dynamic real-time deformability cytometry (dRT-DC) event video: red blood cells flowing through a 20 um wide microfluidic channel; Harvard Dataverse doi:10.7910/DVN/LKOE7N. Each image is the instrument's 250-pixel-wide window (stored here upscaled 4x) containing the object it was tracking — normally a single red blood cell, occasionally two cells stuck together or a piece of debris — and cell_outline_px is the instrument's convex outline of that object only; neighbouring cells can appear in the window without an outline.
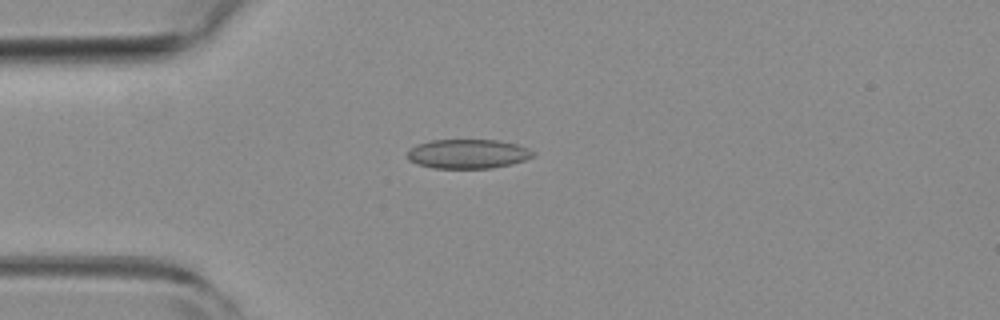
{"species": "common noctule bat (a hibernating species)", "species_latin": "Nyctalus noctula", "temperature_condition": "room temperature", "stored_images_in_passage": 5, "camera_frame_rate_fps": 3000, "um_per_image_px": 0.085, "animal": {"sex": "female", "body_mass_g": 19.3, "forearm_length_mm": 54.1}, "frame": {"image": 1, "passage_image": 3, "time_ms": 0.667, "image_size_px": [1000, 320], "cell_outline_px": [[532, 156], [524, 160], [512, 164], [492, 168], [432, 168], [416, 164], [408, 160], [408, 152], [416, 144], [432, 140], [496, 140], [516, 144], [528, 148], [532, 152]], "centroid_in_image_um": [39.73, 13.08], "position_along_channel_um": 45.3, "area_um2": 21.33}}
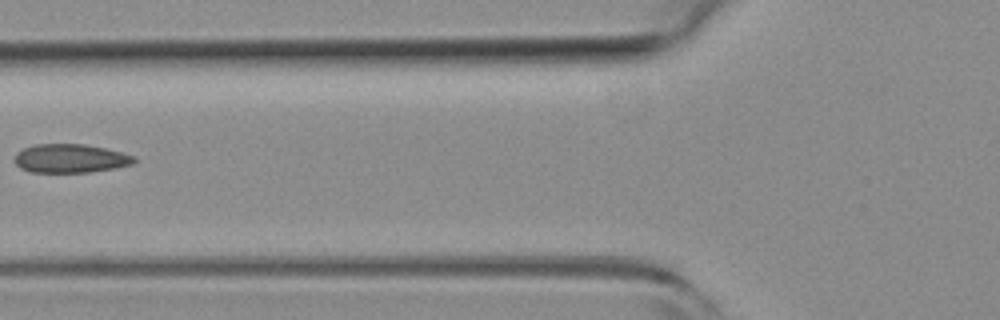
{"frame": {"image": 2, "passage_image": 5, "time_ms": 1.333, "image_size_px": [1000, 320], "cell_outline_px": [[136, 164], [116, 168], [88, 172], [32, 172], [20, 168], [12, 160], [16, 152], [24, 148], [36, 144], [84, 144], [104, 148], [136, 156]], "centroid_in_image_um": [5.98, 13.47], "position_along_channel_um": 119.8, "area_um2": 20.17}}